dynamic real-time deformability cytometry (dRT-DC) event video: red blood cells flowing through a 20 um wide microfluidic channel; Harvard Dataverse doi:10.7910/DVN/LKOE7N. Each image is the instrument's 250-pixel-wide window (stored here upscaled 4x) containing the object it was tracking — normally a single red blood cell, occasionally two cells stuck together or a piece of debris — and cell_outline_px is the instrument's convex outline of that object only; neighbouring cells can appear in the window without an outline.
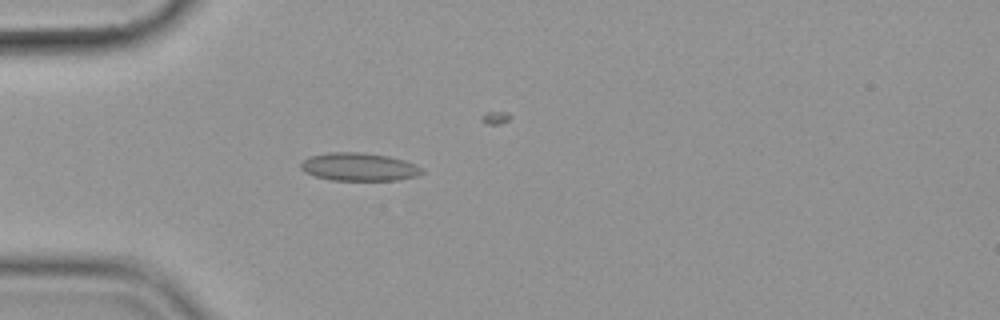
{"species": "common noctule bat (a hibernating species)", "species_latin": "Nyctalus noctula", "temperature_condition": "cold", "stored_images_in_passage": 5, "camera_frame_rate_fps": 3000, "um_per_image_px": 0.085, "animal": {"sex": "female", "body_mass_g": 19.9}, "frame": {"image": 1, "passage_image": 5, "time_ms": 4.667, "image_size_px": [1000, 320], "cell_outline_px": [[424, 172], [416, 176], [396, 180], [332, 180], [316, 176], [304, 172], [300, 168], [300, 164], [304, 160], [312, 156], [328, 152], [360, 152], [388, 156], [404, 160], [420, 168]], "centroid_in_image_um": [30.48, 14.18], "position_along_channel_um": 54.5, "area_um2": 19.54}}